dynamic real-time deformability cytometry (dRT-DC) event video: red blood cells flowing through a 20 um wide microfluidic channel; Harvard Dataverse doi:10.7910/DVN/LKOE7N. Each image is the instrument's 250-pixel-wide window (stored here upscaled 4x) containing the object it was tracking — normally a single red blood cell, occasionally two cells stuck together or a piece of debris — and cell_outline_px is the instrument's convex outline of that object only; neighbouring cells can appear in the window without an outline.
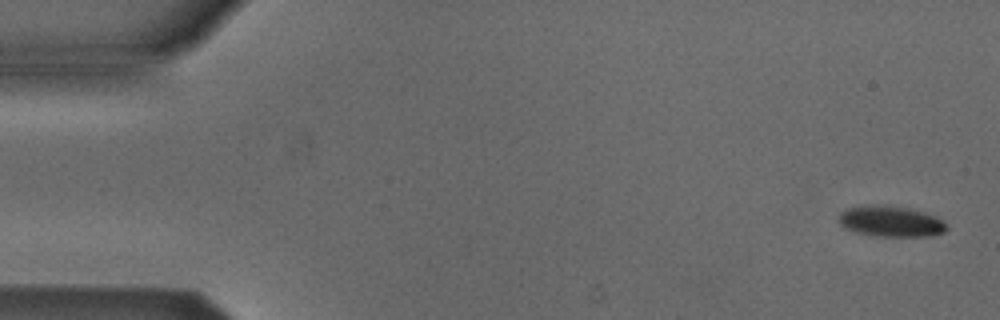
{"species": "Egyptian fruit bat (a non-hibernating species)", "species_latin": "Rousettus aegyptiacus", "temperature_condition": "cold", "stored_images_in_passage": 4, "camera_frame_rate_fps": 3000, "um_per_image_px": 0.085, "animal": {"sex": "male"}, "frame": {"image": 1, "passage_image": 1, "time_ms": 0.0, "image_size_px": [1000, 320], "cell_outline_px": [[948, 228], [944, 232], [932, 236], [876, 236], [856, 232], [844, 228], [836, 220], [836, 216], [840, 212], [848, 208], [868, 204], [884, 204], [908, 208], [924, 212], [936, 216], [948, 224]], "centroid_in_image_um": [75.69, 18.8], "position_along_channel_um": 9.3, "area_um2": 19.83}}
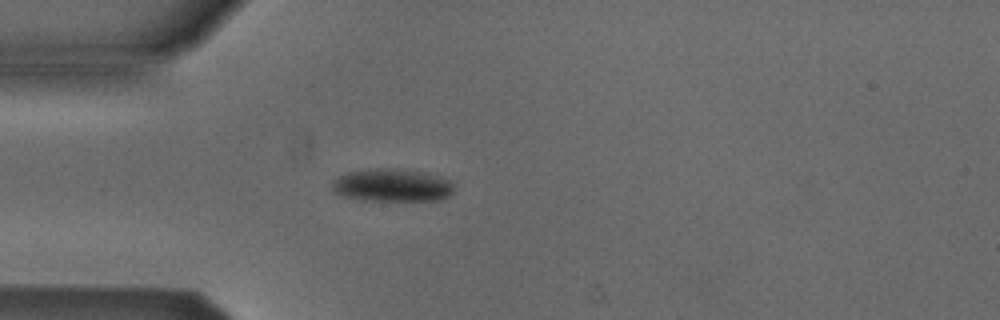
{"frame": {"image": 2, "passage_image": 4, "time_ms": 4.333, "image_size_px": [1000, 320], "cell_outline_px": [[452, 192], [444, 200], [360, 200], [344, 196], [332, 192], [332, 180], [348, 172], [376, 168], [388, 168], [424, 172], [448, 180], [452, 184]], "centroid_in_image_um": [33.29, 15.75], "position_along_channel_um": 51.7, "area_um2": 23.12}}